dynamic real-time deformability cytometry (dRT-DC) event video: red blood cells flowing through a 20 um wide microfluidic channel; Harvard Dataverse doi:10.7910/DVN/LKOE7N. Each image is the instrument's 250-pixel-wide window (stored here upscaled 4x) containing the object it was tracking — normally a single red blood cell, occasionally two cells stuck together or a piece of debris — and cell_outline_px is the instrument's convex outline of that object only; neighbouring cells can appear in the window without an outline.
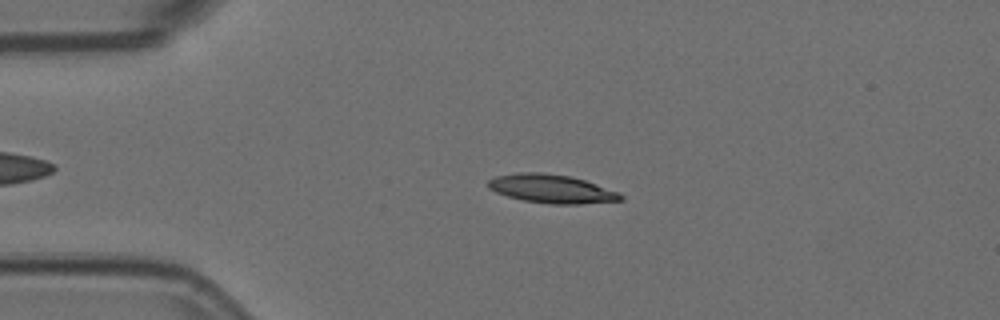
{"species": "Egyptian fruit bat (a non-hibernating species)", "species_latin": "Rousettus aegyptiacus", "temperature_condition": "room temperature", "stored_images_in_passage": 20, "camera_frame_rate_fps": 3000, "um_per_image_px": 0.085, "animal": {"sex": "female"}, "frame": {"image": 1, "passage_image": 12, "time_ms": 3.667, "image_size_px": [1000, 320], "cell_outline_px": [[624, 200], [580, 204], [552, 204], [524, 200], [508, 196], [496, 192], [488, 188], [488, 180], [496, 176], [520, 172], [540, 172], [568, 176], [584, 180], [620, 192], [624, 196]], "centroid_in_image_um": [46.91, 16.05], "position_along_channel_um": 38.1, "area_um2": 21.96}}
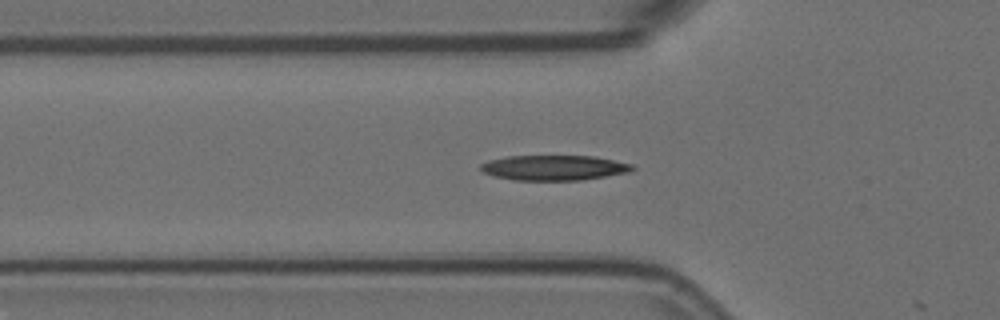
{"frame": {"image": 2, "passage_image": 18, "time_ms": 5.667, "image_size_px": [1000, 320], "cell_outline_px": [[636, 168], [628, 172], [580, 180], [516, 180], [496, 176], [484, 172], [480, 168], [480, 164], [488, 160], [508, 156], [592, 156], [632, 164]], "centroid_in_image_um": [47.07, 14.25], "position_along_channel_um": 78.7, "area_um2": 21.91}}